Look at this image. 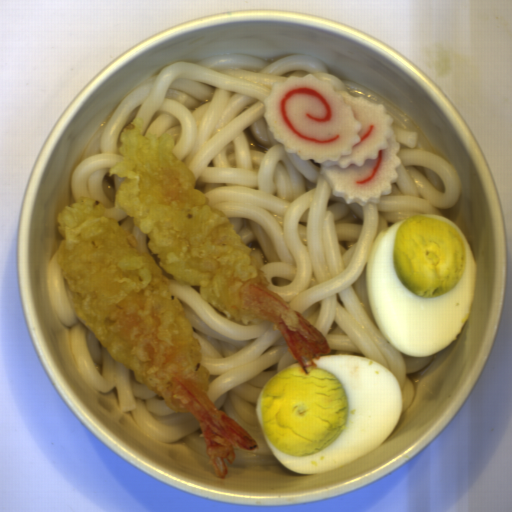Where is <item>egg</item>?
Masks as SVG:
<instances>
[{
    "instance_id": "2799bb9f",
    "label": "egg",
    "mask_w": 512,
    "mask_h": 512,
    "mask_svg": "<svg viewBox=\"0 0 512 512\" xmlns=\"http://www.w3.org/2000/svg\"><path fill=\"white\" fill-rule=\"evenodd\" d=\"M366 289L382 336L408 358L451 346L474 307L477 263L459 226L442 215H412L374 239Z\"/></svg>"
},
{
    "instance_id": "d2b9013d",
    "label": "egg",
    "mask_w": 512,
    "mask_h": 512,
    "mask_svg": "<svg viewBox=\"0 0 512 512\" xmlns=\"http://www.w3.org/2000/svg\"><path fill=\"white\" fill-rule=\"evenodd\" d=\"M304 373L294 361L260 389L261 433L288 470L334 472L386 442L403 414L396 376L375 359L330 353Z\"/></svg>"
}]
</instances>
